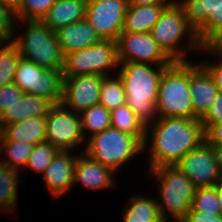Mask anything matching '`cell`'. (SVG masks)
I'll return each mask as SVG.
<instances>
[{
    "mask_svg": "<svg viewBox=\"0 0 222 222\" xmlns=\"http://www.w3.org/2000/svg\"><path fill=\"white\" fill-rule=\"evenodd\" d=\"M205 141V130L200 119L159 117L146 128L142 153L149 145L148 164L152 170L159 166L176 165L189 151Z\"/></svg>",
    "mask_w": 222,
    "mask_h": 222,
    "instance_id": "1",
    "label": "cell"
},
{
    "mask_svg": "<svg viewBox=\"0 0 222 222\" xmlns=\"http://www.w3.org/2000/svg\"><path fill=\"white\" fill-rule=\"evenodd\" d=\"M169 66L130 62L119 63L120 69L115 70L125 88L126 104L145 128L159 118L156 109L159 84Z\"/></svg>",
    "mask_w": 222,
    "mask_h": 222,
    "instance_id": "2",
    "label": "cell"
},
{
    "mask_svg": "<svg viewBox=\"0 0 222 222\" xmlns=\"http://www.w3.org/2000/svg\"><path fill=\"white\" fill-rule=\"evenodd\" d=\"M150 34L173 62L190 61L188 59L190 51L198 53L203 46L195 31L188 25L182 8L177 3L163 10Z\"/></svg>",
    "mask_w": 222,
    "mask_h": 222,
    "instance_id": "3",
    "label": "cell"
},
{
    "mask_svg": "<svg viewBox=\"0 0 222 222\" xmlns=\"http://www.w3.org/2000/svg\"><path fill=\"white\" fill-rule=\"evenodd\" d=\"M159 183V211L166 222H180L191 209L196 186L176 165L159 166L150 170ZM161 198V199H160Z\"/></svg>",
    "mask_w": 222,
    "mask_h": 222,
    "instance_id": "4",
    "label": "cell"
},
{
    "mask_svg": "<svg viewBox=\"0 0 222 222\" xmlns=\"http://www.w3.org/2000/svg\"><path fill=\"white\" fill-rule=\"evenodd\" d=\"M26 25L24 35L14 36L13 43L17 46L22 58L36 65L54 71L63 70L64 55L58 43L56 32L41 20L17 21Z\"/></svg>",
    "mask_w": 222,
    "mask_h": 222,
    "instance_id": "5",
    "label": "cell"
},
{
    "mask_svg": "<svg viewBox=\"0 0 222 222\" xmlns=\"http://www.w3.org/2000/svg\"><path fill=\"white\" fill-rule=\"evenodd\" d=\"M156 109L159 117L194 119L189 89V61L173 62L163 72Z\"/></svg>",
    "mask_w": 222,
    "mask_h": 222,
    "instance_id": "6",
    "label": "cell"
},
{
    "mask_svg": "<svg viewBox=\"0 0 222 222\" xmlns=\"http://www.w3.org/2000/svg\"><path fill=\"white\" fill-rule=\"evenodd\" d=\"M82 152L118 172L123 164L143 152V144L132 135L109 127L89 137Z\"/></svg>",
    "mask_w": 222,
    "mask_h": 222,
    "instance_id": "7",
    "label": "cell"
},
{
    "mask_svg": "<svg viewBox=\"0 0 222 222\" xmlns=\"http://www.w3.org/2000/svg\"><path fill=\"white\" fill-rule=\"evenodd\" d=\"M118 66L117 41L101 39L89 48L65 54L62 73L63 77L111 76L110 71Z\"/></svg>",
    "mask_w": 222,
    "mask_h": 222,
    "instance_id": "8",
    "label": "cell"
},
{
    "mask_svg": "<svg viewBox=\"0 0 222 222\" xmlns=\"http://www.w3.org/2000/svg\"><path fill=\"white\" fill-rule=\"evenodd\" d=\"M188 25L202 45L222 39V0H178Z\"/></svg>",
    "mask_w": 222,
    "mask_h": 222,
    "instance_id": "9",
    "label": "cell"
},
{
    "mask_svg": "<svg viewBox=\"0 0 222 222\" xmlns=\"http://www.w3.org/2000/svg\"><path fill=\"white\" fill-rule=\"evenodd\" d=\"M13 83L24 93L43 97L54 105L61 104L63 88V73L61 71L45 69L34 62L21 58Z\"/></svg>",
    "mask_w": 222,
    "mask_h": 222,
    "instance_id": "10",
    "label": "cell"
},
{
    "mask_svg": "<svg viewBox=\"0 0 222 222\" xmlns=\"http://www.w3.org/2000/svg\"><path fill=\"white\" fill-rule=\"evenodd\" d=\"M46 141L63 151L82 147L86 139L82 132L80 115L62 104L54 105L46 116Z\"/></svg>",
    "mask_w": 222,
    "mask_h": 222,
    "instance_id": "11",
    "label": "cell"
},
{
    "mask_svg": "<svg viewBox=\"0 0 222 222\" xmlns=\"http://www.w3.org/2000/svg\"><path fill=\"white\" fill-rule=\"evenodd\" d=\"M117 41L119 63H148L152 65H171L173 61L162 51L146 33H120Z\"/></svg>",
    "mask_w": 222,
    "mask_h": 222,
    "instance_id": "12",
    "label": "cell"
},
{
    "mask_svg": "<svg viewBox=\"0 0 222 222\" xmlns=\"http://www.w3.org/2000/svg\"><path fill=\"white\" fill-rule=\"evenodd\" d=\"M128 0H88L86 20L101 39L116 41L122 32Z\"/></svg>",
    "mask_w": 222,
    "mask_h": 222,
    "instance_id": "13",
    "label": "cell"
},
{
    "mask_svg": "<svg viewBox=\"0 0 222 222\" xmlns=\"http://www.w3.org/2000/svg\"><path fill=\"white\" fill-rule=\"evenodd\" d=\"M176 166L197 188L213 187L222 181L213 148L207 141L189 151Z\"/></svg>",
    "mask_w": 222,
    "mask_h": 222,
    "instance_id": "14",
    "label": "cell"
},
{
    "mask_svg": "<svg viewBox=\"0 0 222 222\" xmlns=\"http://www.w3.org/2000/svg\"><path fill=\"white\" fill-rule=\"evenodd\" d=\"M104 77L96 74L63 77L61 104L77 114L99 104Z\"/></svg>",
    "mask_w": 222,
    "mask_h": 222,
    "instance_id": "15",
    "label": "cell"
},
{
    "mask_svg": "<svg viewBox=\"0 0 222 222\" xmlns=\"http://www.w3.org/2000/svg\"><path fill=\"white\" fill-rule=\"evenodd\" d=\"M189 89L194 119H202L217 97L218 89L212 75L201 64L189 61Z\"/></svg>",
    "mask_w": 222,
    "mask_h": 222,
    "instance_id": "16",
    "label": "cell"
},
{
    "mask_svg": "<svg viewBox=\"0 0 222 222\" xmlns=\"http://www.w3.org/2000/svg\"><path fill=\"white\" fill-rule=\"evenodd\" d=\"M72 152L60 150L43 173L45 184L54 199L63 196L74 187V171L78 155Z\"/></svg>",
    "mask_w": 222,
    "mask_h": 222,
    "instance_id": "17",
    "label": "cell"
},
{
    "mask_svg": "<svg viewBox=\"0 0 222 222\" xmlns=\"http://www.w3.org/2000/svg\"><path fill=\"white\" fill-rule=\"evenodd\" d=\"M77 157L74 171V186L79 183L91 190L106 189L115 186L117 173L104 166L82 151Z\"/></svg>",
    "mask_w": 222,
    "mask_h": 222,
    "instance_id": "18",
    "label": "cell"
},
{
    "mask_svg": "<svg viewBox=\"0 0 222 222\" xmlns=\"http://www.w3.org/2000/svg\"><path fill=\"white\" fill-rule=\"evenodd\" d=\"M63 55L89 48L101 40L90 23L84 19L56 31Z\"/></svg>",
    "mask_w": 222,
    "mask_h": 222,
    "instance_id": "19",
    "label": "cell"
},
{
    "mask_svg": "<svg viewBox=\"0 0 222 222\" xmlns=\"http://www.w3.org/2000/svg\"><path fill=\"white\" fill-rule=\"evenodd\" d=\"M88 0H56L42 22L54 32L86 19Z\"/></svg>",
    "mask_w": 222,
    "mask_h": 222,
    "instance_id": "20",
    "label": "cell"
},
{
    "mask_svg": "<svg viewBox=\"0 0 222 222\" xmlns=\"http://www.w3.org/2000/svg\"><path fill=\"white\" fill-rule=\"evenodd\" d=\"M54 104L43 97L24 93L22 98L2 115L4 126L34 117H46Z\"/></svg>",
    "mask_w": 222,
    "mask_h": 222,
    "instance_id": "21",
    "label": "cell"
},
{
    "mask_svg": "<svg viewBox=\"0 0 222 222\" xmlns=\"http://www.w3.org/2000/svg\"><path fill=\"white\" fill-rule=\"evenodd\" d=\"M165 5H128L121 33L150 32Z\"/></svg>",
    "mask_w": 222,
    "mask_h": 222,
    "instance_id": "22",
    "label": "cell"
},
{
    "mask_svg": "<svg viewBox=\"0 0 222 222\" xmlns=\"http://www.w3.org/2000/svg\"><path fill=\"white\" fill-rule=\"evenodd\" d=\"M5 138L37 145L46 141V117H34L5 126Z\"/></svg>",
    "mask_w": 222,
    "mask_h": 222,
    "instance_id": "23",
    "label": "cell"
},
{
    "mask_svg": "<svg viewBox=\"0 0 222 222\" xmlns=\"http://www.w3.org/2000/svg\"><path fill=\"white\" fill-rule=\"evenodd\" d=\"M123 210V222H165L162 218L156 198L145 195L130 196Z\"/></svg>",
    "mask_w": 222,
    "mask_h": 222,
    "instance_id": "24",
    "label": "cell"
},
{
    "mask_svg": "<svg viewBox=\"0 0 222 222\" xmlns=\"http://www.w3.org/2000/svg\"><path fill=\"white\" fill-rule=\"evenodd\" d=\"M19 171L0 162V211L11 214L18 201ZM19 182V183H18Z\"/></svg>",
    "mask_w": 222,
    "mask_h": 222,
    "instance_id": "25",
    "label": "cell"
},
{
    "mask_svg": "<svg viewBox=\"0 0 222 222\" xmlns=\"http://www.w3.org/2000/svg\"><path fill=\"white\" fill-rule=\"evenodd\" d=\"M110 113L111 127L135 136L142 144L144 143L146 128L126 103L111 110Z\"/></svg>",
    "mask_w": 222,
    "mask_h": 222,
    "instance_id": "26",
    "label": "cell"
},
{
    "mask_svg": "<svg viewBox=\"0 0 222 222\" xmlns=\"http://www.w3.org/2000/svg\"><path fill=\"white\" fill-rule=\"evenodd\" d=\"M79 115L81 118L82 132L86 140L94 134L111 127L110 110H107L103 105L97 104L89 107ZM86 131H88L90 135L87 134L88 132Z\"/></svg>",
    "mask_w": 222,
    "mask_h": 222,
    "instance_id": "27",
    "label": "cell"
},
{
    "mask_svg": "<svg viewBox=\"0 0 222 222\" xmlns=\"http://www.w3.org/2000/svg\"><path fill=\"white\" fill-rule=\"evenodd\" d=\"M33 148L34 145L4 138L0 147V153L5 152L6 158L4 160L0 159V162L22 173L28 163Z\"/></svg>",
    "mask_w": 222,
    "mask_h": 222,
    "instance_id": "28",
    "label": "cell"
},
{
    "mask_svg": "<svg viewBox=\"0 0 222 222\" xmlns=\"http://www.w3.org/2000/svg\"><path fill=\"white\" fill-rule=\"evenodd\" d=\"M126 103V93L123 82L118 74L105 76L102 80L99 104L107 110H113Z\"/></svg>",
    "mask_w": 222,
    "mask_h": 222,
    "instance_id": "29",
    "label": "cell"
},
{
    "mask_svg": "<svg viewBox=\"0 0 222 222\" xmlns=\"http://www.w3.org/2000/svg\"><path fill=\"white\" fill-rule=\"evenodd\" d=\"M21 58L22 56L13 42L0 43V87L13 83Z\"/></svg>",
    "mask_w": 222,
    "mask_h": 222,
    "instance_id": "30",
    "label": "cell"
},
{
    "mask_svg": "<svg viewBox=\"0 0 222 222\" xmlns=\"http://www.w3.org/2000/svg\"><path fill=\"white\" fill-rule=\"evenodd\" d=\"M56 0H20L15 8L18 21L42 20Z\"/></svg>",
    "mask_w": 222,
    "mask_h": 222,
    "instance_id": "31",
    "label": "cell"
},
{
    "mask_svg": "<svg viewBox=\"0 0 222 222\" xmlns=\"http://www.w3.org/2000/svg\"><path fill=\"white\" fill-rule=\"evenodd\" d=\"M59 151L47 141L35 145L23 171L29 168L43 174Z\"/></svg>",
    "mask_w": 222,
    "mask_h": 222,
    "instance_id": "32",
    "label": "cell"
},
{
    "mask_svg": "<svg viewBox=\"0 0 222 222\" xmlns=\"http://www.w3.org/2000/svg\"><path fill=\"white\" fill-rule=\"evenodd\" d=\"M191 209L195 212L220 214L217 185L213 187L196 188Z\"/></svg>",
    "mask_w": 222,
    "mask_h": 222,
    "instance_id": "33",
    "label": "cell"
},
{
    "mask_svg": "<svg viewBox=\"0 0 222 222\" xmlns=\"http://www.w3.org/2000/svg\"><path fill=\"white\" fill-rule=\"evenodd\" d=\"M15 8L0 1V43H11L17 35Z\"/></svg>",
    "mask_w": 222,
    "mask_h": 222,
    "instance_id": "34",
    "label": "cell"
},
{
    "mask_svg": "<svg viewBox=\"0 0 222 222\" xmlns=\"http://www.w3.org/2000/svg\"><path fill=\"white\" fill-rule=\"evenodd\" d=\"M199 53L210 54V58H216V63L213 60L207 59L206 61H200V63L208 70V72L212 75L217 89L220 93H222V55L210 45H203L201 51ZM212 56V57H211ZM218 59V62H217ZM209 60V61H208Z\"/></svg>",
    "mask_w": 222,
    "mask_h": 222,
    "instance_id": "35",
    "label": "cell"
},
{
    "mask_svg": "<svg viewBox=\"0 0 222 222\" xmlns=\"http://www.w3.org/2000/svg\"><path fill=\"white\" fill-rule=\"evenodd\" d=\"M24 92L14 83L0 87V116L19 101Z\"/></svg>",
    "mask_w": 222,
    "mask_h": 222,
    "instance_id": "36",
    "label": "cell"
},
{
    "mask_svg": "<svg viewBox=\"0 0 222 222\" xmlns=\"http://www.w3.org/2000/svg\"><path fill=\"white\" fill-rule=\"evenodd\" d=\"M205 132L215 123L222 122V93L218 92L207 114L201 119Z\"/></svg>",
    "mask_w": 222,
    "mask_h": 222,
    "instance_id": "37",
    "label": "cell"
},
{
    "mask_svg": "<svg viewBox=\"0 0 222 222\" xmlns=\"http://www.w3.org/2000/svg\"><path fill=\"white\" fill-rule=\"evenodd\" d=\"M180 222H222V215L217 213H201L189 210Z\"/></svg>",
    "mask_w": 222,
    "mask_h": 222,
    "instance_id": "38",
    "label": "cell"
},
{
    "mask_svg": "<svg viewBox=\"0 0 222 222\" xmlns=\"http://www.w3.org/2000/svg\"><path fill=\"white\" fill-rule=\"evenodd\" d=\"M205 136L210 145H222V122L213 124L205 132Z\"/></svg>",
    "mask_w": 222,
    "mask_h": 222,
    "instance_id": "39",
    "label": "cell"
},
{
    "mask_svg": "<svg viewBox=\"0 0 222 222\" xmlns=\"http://www.w3.org/2000/svg\"><path fill=\"white\" fill-rule=\"evenodd\" d=\"M177 3V0H128L129 5H165L167 7Z\"/></svg>",
    "mask_w": 222,
    "mask_h": 222,
    "instance_id": "40",
    "label": "cell"
},
{
    "mask_svg": "<svg viewBox=\"0 0 222 222\" xmlns=\"http://www.w3.org/2000/svg\"><path fill=\"white\" fill-rule=\"evenodd\" d=\"M215 154V159L218 165V169L222 176V145H211Z\"/></svg>",
    "mask_w": 222,
    "mask_h": 222,
    "instance_id": "41",
    "label": "cell"
},
{
    "mask_svg": "<svg viewBox=\"0 0 222 222\" xmlns=\"http://www.w3.org/2000/svg\"><path fill=\"white\" fill-rule=\"evenodd\" d=\"M217 196L220 206V214L222 215V181L217 184Z\"/></svg>",
    "mask_w": 222,
    "mask_h": 222,
    "instance_id": "42",
    "label": "cell"
},
{
    "mask_svg": "<svg viewBox=\"0 0 222 222\" xmlns=\"http://www.w3.org/2000/svg\"><path fill=\"white\" fill-rule=\"evenodd\" d=\"M5 138V126L1 120V116H0V147H1V144H2V141L4 140Z\"/></svg>",
    "mask_w": 222,
    "mask_h": 222,
    "instance_id": "43",
    "label": "cell"
},
{
    "mask_svg": "<svg viewBox=\"0 0 222 222\" xmlns=\"http://www.w3.org/2000/svg\"><path fill=\"white\" fill-rule=\"evenodd\" d=\"M1 2L8 4L12 6L13 8H16V6L19 4L20 0H0Z\"/></svg>",
    "mask_w": 222,
    "mask_h": 222,
    "instance_id": "44",
    "label": "cell"
},
{
    "mask_svg": "<svg viewBox=\"0 0 222 222\" xmlns=\"http://www.w3.org/2000/svg\"><path fill=\"white\" fill-rule=\"evenodd\" d=\"M213 47L222 55V39L217 41Z\"/></svg>",
    "mask_w": 222,
    "mask_h": 222,
    "instance_id": "45",
    "label": "cell"
}]
</instances>
